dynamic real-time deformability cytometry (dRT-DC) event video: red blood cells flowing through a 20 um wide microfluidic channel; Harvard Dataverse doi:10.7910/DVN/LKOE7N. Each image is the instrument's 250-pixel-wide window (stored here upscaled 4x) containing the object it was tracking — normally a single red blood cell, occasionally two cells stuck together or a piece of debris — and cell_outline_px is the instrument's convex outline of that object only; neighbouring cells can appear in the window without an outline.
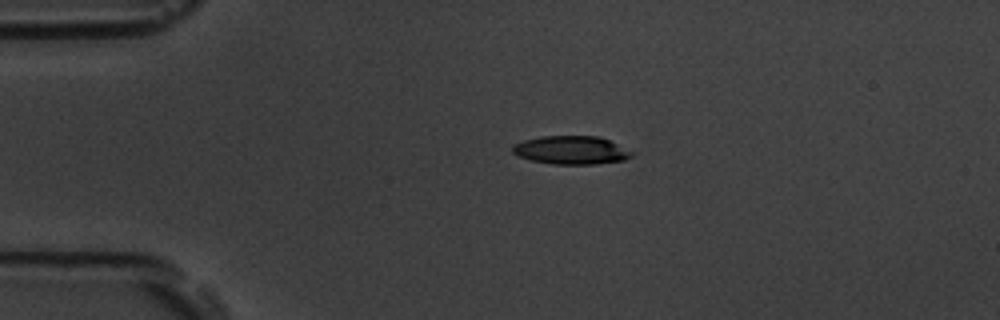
{"species": "common noctule bat (a hibernating species)", "species_latin": "Nyctalus noctula", "temperature_condition": "room temperature", "stored_images_in_passage": 45, "camera_frame_rate_fps": 3000, "um_per_image_px": 0.085, "animal": {"sex": "male", "body_mass_g": 19.5, "forearm_length_mm": 54.6}, "frame": {"image": 1, "passage_image": 1, "time_ms": 0.0, "image_size_px": [1000, 320], "cell_outline_px": [[636, 152], [632, 156], [624, 160], [596, 164], [552, 164], [532, 160], [516, 156], [512, 152], [512, 144], [524, 140], [540, 136], [600, 136]], "centroid_in_image_um": [48.56, 12.76], "position_along_channel_um": 36.4, "area_um2": 19.94}}
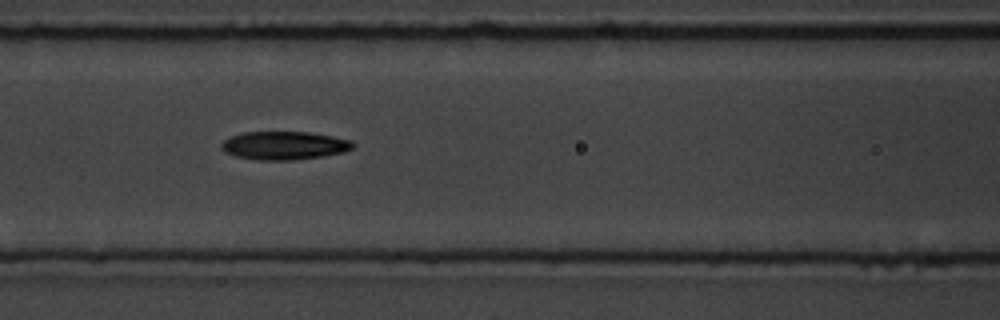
{"frame": {"image": 2, "passage_image": 13, "time_ms": 4.0, "image_size_px": [1000, 320], "cell_outline_px": [[356, 144], [352, 148], [344, 152], [324, 156], [292, 160], [256, 160], [236, 156], [224, 152], [220, 148], [220, 144], [224, 140], [232, 136], [244, 132], [308, 132], [332, 136], [352, 140]], "centroid_in_image_um": [24.16, 12.37], "position_along_channel_um": 142.4, "area_um2": 21.79}}
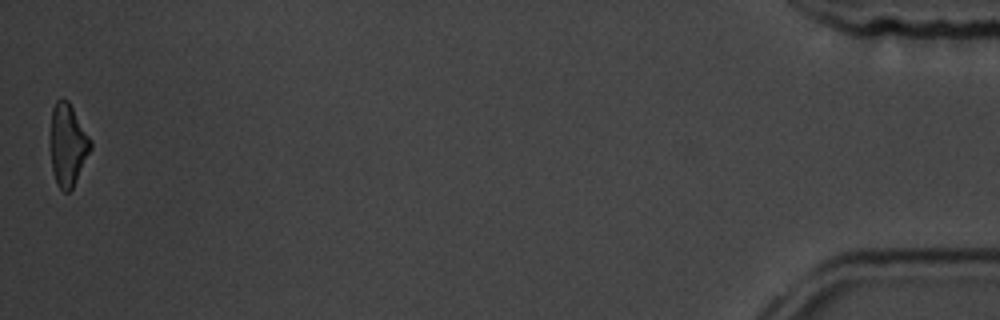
{"frame": {"image": 3, "passage_image": 45, "time_ms": 14.667, "image_size_px": [1000, 320], "cell_outline_px": [[92, 148], [72, 188], [68, 192], [64, 192], [56, 184], [52, 172], [52, 108], [56, 100], [60, 96], [68, 100], [92, 140]], "centroid_in_image_um": [5.78, 12.29], "position_along_channel_um": 429.4, "area_um2": 19.02}, "authors_computed_cell_mechanics": {"area_um2": 20.9236, "velocity_mm_per_s": 3.5987, "shape_relaxation_time_tau1_ms": 4.7107, "shape_relaxation_time_tau2_ms": 6.8961, "deformation_change_tau1": 0.1385, "deformation_change_tau2": 0.1836}}